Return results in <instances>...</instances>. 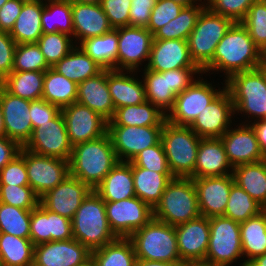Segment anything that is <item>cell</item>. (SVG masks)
<instances>
[{"mask_svg": "<svg viewBox=\"0 0 266 266\" xmlns=\"http://www.w3.org/2000/svg\"><path fill=\"white\" fill-rule=\"evenodd\" d=\"M265 60L266 56L254 44L248 30L240 22H234L217 44L213 59L202 73L220 72L227 80L235 73L262 67Z\"/></svg>", "mask_w": 266, "mask_h": 266, "instance_id": "cell-1", "label": "cell"}, {"mask_svg": "<svg viewBox=\"0 0 266 266\" xmlns=\"http://www.w3.org/2000/svg\"><path fill=\"white\" fill-rule=\"evenodd\" d=\"M111 139L105 135L73 146L69 159V172L92 190L118 163Z\"/></svg>", "mask_w": 266, "mask_h": 266, "instance_id": "cell-2", "label": "cell"}, {"mask_svg": "<svg viewBox=\"0 0 266 266\" xmlns=\"http://www.w3.org/2000/svg\"><path fill=\"white\" fill-rule=\"evenodd\" d=\"M234 106V114L246 115L242 124L266 119V66L238 72L225 80ZM251 116V117H250ZM253 119V120H252Z\"/></svg>", "mask_w": 266, "mask_h": 266, "instance_id": "cell-3", "label": "cell"}, {"mask_svg": "<svg viewBox=\"0 0 266 266\" xmlns=\"http://www.w3.org/2000/svg\"><path fill=\"white\" fill-rule=\"evenodd\" d=\"M73 238L90 251L117 239L108 224L105 202L92 190L71 219Z\"/></svg>", "mask_w": 266, "mask_h": 266, "instance_id": "cell-4", "label": "cell"}, {"mask_svg": "<svg viewBox=\"0 0 266 266\" xmlns=\"http://www.w3.org/2000/svg\"><path fill=\"white\" fill-rule=\"evenodd\" d=\"M199 216L197 192L192 178H173L153 209V218L174 227Z\"/></svg>", "mask_w": 266, "mask_h": 266, "instance_id": "cell-5", "label": "cell"}, {"mask_svg": "<svg viewBox=\"0 0 266 266\" xmlns=\"http://www.w3.org/2000/svg\"><path fill=\"white\" fill-rule=\"evenodd\" d=\"M142 71L138 72L143 73V75L140 73V76L147 101L166 115L173 108L176 96L197 79V74H203L200 68H181L165 72H156L145 68Z\"/></svg>", "mask_w": 266, "mask_h": 266, "instance_id": "cell-6", "label": "cell"}, {"mask_svg": "<svg viewBox=\"0 0 266 266\" xmlns=\"http://www.w3.org/2000/svg\"><path fill=\"white\" fill-rule=\"evenodd\" d=\"M132 241L137 259L149 261H182L179 256L175 227L152 218L134 232Z\"/></svg>", "mask_w": 266, "mask_h": 266, "instance_id": "cell-7", "label": "cell"}, {"mask_svg": "<svg viewBox=\"0 0 266 266\" xmlns=\"http://www.w3.org/2000/svg\"><path fill=\"white\" fill-rule=\"evenodd\" d=\"M200 140L201 137L189 126L174 125L165 121L161 142L174 177L189 178L194 173Z\"/></svg>", "mask_w": 266, "mask_h": 266, "instance_id": "cell-8", "label": "cell"}, {"mask_svg": "<svg viewBox=\"0 0 266 266\" xmlns=\"http://www.w3.org/2000/svg\"><path fill=\"white\" fill-rule=\"evenodd\" d=\"M209 224V245L204 263L208 266H232L240 260V266H247L244 259H240L243 258L240 223L224 216H215L209 218Z\"/></svg>", "mask_w": 266, "mask_h": 266, "instance_id": "cell-9", "label": "cell"}, {"mask_svg": "<svg viewBox=\"0 0 266 266\" xmlns=\"http://www.w3.org/2000/svg\"><path fill=\"white\" fill-rule=\"evenodd\" d=\"M233 23L207 6L202 10L188 38L191 59L201 70L213 59L217 44Z\"/></svg>", "mask_w": 266, "mask_h": 266, "instance_id": "cell-10", "label": "cell"}, {"mask_svg": "<svg viewBox=\"0 0 266 266\" xmlns=\"http://www.w3.org/2000/svg\"><path fill=\"white\" fill-rule=\"evenodd\" d=\"M203 75H197V79L176 96L173 108L166 115V121L174 125L190 126L198 114L225 88V80L224 84L221 82L223 86L216 89Z\"/></svg>", "mask_w": 266, "mask_h": 266, "instance_id": "cell-11", "label": "cell"}, {"mask_svg": "<svg viewBox=\"0 0 266 266\" xmlns=\"http://www.w3.org/2000/svg\"><path fill=\"white\" fill-rule=\"evenodd\" d=\"M19 154L25 159L29 186L39 198L70 175L67 160L39 155L24 147Z\"/></svg>", "mask_w": 266, "mask_h": 266, "instance_id": "cell-12", "label": "cell"}, {"mask_svg": "<svg viewBox=\"0 0 266 266\" xmlns=\"http://www.w3.org/2000/svg\"><path fill=\"white\" fill-rule=\"evenodd\" d=\"M110 229L117 238H129L153 218V209L137 196L105 202Z\"/></svg>", "mask_w": 266, "mask_h": 266, "instance_id": "cell-13", "label": "cell"}, {"mask_svg": "<svg viewBox=\"0 0 266 266\" xmlns=\"http://www.w3.org/2000/svg\"><path fill=\"white\" fill-rule=\"evenodd\" d=\"M115 29L118 32L116 70L138 72L143 64L145 69L150 58L153 34L144 27L125 26Z\"/></svg>", "mask_w": 266, "mask_h": 266, "instance_id": "cell-14", "label": "cell"}, {"mask_svg": "<svg viewBox=\"0 0 266 266\" xmlns=\"http://www.w3.org/2000/svg\"><path fill=\"white\" fill-rule=\"evenodd\" d=\"M24 148L39 155L69 161L73 146L68 138L62 112L54 119L34 128Z\"/></svg>", "mask_w": 266, "mask_h": 266, "instance_id": "cell-15", "label": "cell"}, {"mask_svg": "<svg viewBox=\"0 0 266 266\" xmlns=\"http://www.w3.org/2000/svg\"><path fill=\"white\" fill-rule=\"evenodd\" d=\"M163 126H107L118 161L130 162L142 150L161 140Z\"/></svg>", "mask_w": 266, "mask_h": 266, "instance_id": "cell-16", "label": "cell"}, {"mask_svg": "<svg viewBox=\"0 0 266 266\" xmlns=\"http://www.w3.org/2000/svg\"><path fill=\"white\" fill-rule=\"evenodd\" d=\"M233 116L235 118L231 95L224 88L189 127L201 138H221L231 126H234Z\"/></svg>", "mask_w": 266, "mask_h": 266, "instance_id": "cell-17", "label": "cell"}, {"mask_svg": "<svg viewBox=\"0 0 266 266\" xmlns=\"http://www.w3.org/2000/svg\"><path fill=\"white\" fill-rule=\"evenodd\" d=\"M72 146L97 139L107 133L108 121L78 102L61 109Z\"/></svg>", "mask_w": 266, "mask_h": 266, "instance_id": "cell-18", "label": "cell"}, {"mask_svg": "<svg viewBox=\"0 0 266 266\" xmlns=\"http://www.w3.org/2000/svg\"><path fill=\"white\" fill-rule=\"evenodd\" d=\"M0 106L5 136L24 147L33 132L29 114L30 100L14 96L0 85Z\"/></svg>", "mask_w": 266, "mask_h": 266, "instance_id": "cell-19", "label": "cell"}, {"mask_svg": "<svg viewBox=\"0 0 266 266\" xmlns=\"http://www.w3.org/2000/svg\"><path fill=\"white\" fill-rule=\"evenodd\" d=\"M91 258V251L74 238L34 246L33 266H80Z\"/></svg>", "mask_w": 266, "mask_h": 266, "instance_id": "cell-20", "label": "cell"}, {"mask_svg": "<svg viewBox=\"0 0 266 266\" xmlns=\"http://www.w3.org/2000/svg\"><path fill=\"white\" fill-rule=\"evenodd\" d=\"M180 259L184 263H204L209 245V218L200 215L175 226Z\"/></svg>", "mask_w": 266, "mask_h": 266, "instance_id": "cell-21", "label": "cell"}, {"mask_svg": "<svg viewBox=\"0 0 266 266\" xmlns=\"http://www.w3.org/2000/svg\"><path fill=\"white\" fill-rule=\"evenodd\" d=\"M241 122L236 127H230L220 138L232 168L266 159L259 148L254 129L250 124Z\"/></svg>", "mask_w": 266, "mask_h": 266, "instance_id": "cell-22", "label": "cell"}, {"mask_svg": "<svg viewBox=\"0 0 266 266\" xmlns=\"http://www.w3.org/2000/svg\"><path fill=\"white\" fill-rule=\"evenodd\" d=\"M234 182L233 174L193 179L200 215L207 218L224 216Z\"/></svg>", "mask_w": 266, "mask_h": 266, "instance_id": "cell-23", "label": "cell"}, {"mask_svg": "<svg viewBox=\"0 0 266 266\" xmlns=\"http://www.w3.org/2000/svg\"><path fill=\"white\" fill-rule=\"evenodd\" d=\"M92 189L79 179L69 175L59 185L40 198L49 211L72 219L83 200Z\"/></svg>", "mask_w": 266, "mask_h": 266, "instance_id": "cell-24", "label": "cell"}, {"mask_svg": "<svg viewBox=\"0 0 266 266\" xmlns=\"http://www.w3.org/2000/svg\"><path fill=\"white\" fill-rule=\"evenodd\" d=\"M148 70L165 72L181 68H199L191 59L188 40L153 39Z\"/></svg>", "mask_w": 266, "mask_h": 266, "instance_id": "cell-25", "label": "cell"}, {"mask_svg": "<svg viewBox=\"0 0 266 266\" xmlns=\"http://www.w3.org/2000/svg\"><path fill=\"white\" fill-rule=\"evenodd\" d=\"M30 240L34 246L60 240H70L71 219L47 210L41 203L32 210L30 221Z\"/></svg>", "mask_w": 266, "mask_h": 266, "instance_id": "cell-26", "label": "cell"}, {"mask_svg": "<svg viewBox=\"0 0 266 266\" xmlns=\"http://www.w3.org/2000/svg\"><path fill=\"white\" fill-rule=\"evenodd\" d=\"M72 19L73 41L77 46L86 39L102 36L113 29L100 4L72 1Z\"/></svg>", "mask_w": 266, "mask_h": 266, "instance_id": "cell-27", "label": "cell"}, {"mask_svg": "<svg viewBox=\"0 0 266 266\" xmlns=\"http://www.w3.org/2000/svg\"><path fill=\"white\" fill-rule=\"evenodd\" d=\"M107 85L115 110L147 100L143 81L138 78L137 71L107 69Z\"/></svg>", "mask_w": 266, "mask_h": 266, "instance_id": "cell-28", "label": "cell"}, {"mask_svg": "<svg viewBox=\"0 0 266 266\" xmlns=\"http://www.w3.org/2000/svg\"><path fill=\"white\" fill-rule=\"evenodd\" d=\"M233 173L220 138H201L197 151L195 171L189 177L225 176Z\"/></svg>", "mask_w": 266, "mask_h": 266, "instance_id": "cell-29", "label": "cell"}, {"mask_svg": "<svg viewBox=\"0 0 266 266\" xmlns=\"http://www.w3.org/2000/svg\"><path fill=\"white\" fill-rule=\"evenodd\" d=\"M110 121L115 114L111 94L107 85V69L78 84L77 101Z\"/></svg>", "mask_w": 266, "mask_h": 266, "instance_id": "cell-30", "label": "cell"}, {"mask_svg": "<svg viewBox=\"0 0 266 266\" xmlns=\"http://www.w3.org/2000/svg\"><path fill=\"white\" fill-rule=\"evenodd\" d=\"M104 202L135 197L132 165L119 161L94 190Z\"/></svg>", "mask_w": 266, "mask_h": 266, "instance_id": "cell-31", "label": "cell"}, {"mask_svg": "<svg viewBox=\"0 0 266 266\" xmlns=\"http://www.w3.org/2000/svg\"><path fill=\"white\" fill-rule=\"evenodd\" d=\"M44 1H25L13 28L9 32L16 44L36 43L42 36Z\"/></svg>", "mask_w": 266, "mask_h": 266, "instance_id": "cell-32", "label": "cell"}, {"mask_svg": "<svg viewBox=\"0 0 266 266\" xmlns=\"http://www.w3.org/2000/svg\"><path fill=\"white\" fill-rule=\"evenodd\" d=\"M165 121L166 114L146 100L139 105L117 108L107 126H163Z\"/></svg>", "mask_w": 266, "mask_h": 266, "instance_id": "cell-33", "label": "cell"}, {"mask_svg": "<svg viewBox=\"0 0 266 266\" xmlns=\"http://www.w3.org/2000/svg\"><path fill=\"white\" fill-rule=\"evenodd\" d=\"M135 195L152 209L159 203L167 184L175 178L172 173H156L132 165Z\"/></svg>", "mask_w": 266, "mask_h": 266, "instance_id": "cell-34", "label": "cell"}, {"mask_svg": "<svg viewBox=\"0 0 266 266\" xmlns=\"http://www.w3.org/2000/svg\"><path fill=\"white\" fill-rule=\"evenodd\" d=\"M52 68L77 84L96 76L103 70V68L79 45H75L74 48Z\"/></svg>", "mask_w": 266, "mask_h": 266, "instance_id": "cell-35", "label": "cell"}, {"mask_svg": "<svg viewBox=\"0 0 266 266\" xmlns=\"http://www.w3.org/2000/svg\"><path fill=\"white\" fill-rule=\"evenodd\" d=\"M232 174L235 183L266 209V159L236 166Z\"/></svg>", "mask_w": 266, "mask_h": 266, "instance_id": "cell-36", "label": "cell"}, {"mask_svg": "<svg viewBox=\"0 0 266 266\" xmlns=\"http://www.w3.org/2000/svg\"><path fill=\"white\" fill-rule=\"evenodd\" d=\"M240 237L246 265L266 253V209L240 223Z\"/></svg>", "mask_w": 266, "mask_h": 266, "instance_id": "cell-37", "label": "cell"}, {"mask_svg": "<svg viewBox=\"0 0 266 266\" xmlns=\"http://www.w3.org/2000/svg\"><path fill=\"white\" fill-rule=\"evenodd\" d=\"M78 84L49 68L44 72L42 99L63 109L77 101Z\"/></svg>", "mask_w": 266, "mask_h": 266, "instance_id": "cell-38", "label": "cell"}, {"mask_svg": "<svg viewBox=\"0 0 266 266\" xmlns=\"http://www.w3.org/2000/svg\"><path fill=\"white\" fill-rule=\"evenodd\" d=\"M44 72L20 71L11 72L0 85L14 96L28 99H42Z\"/></svg>", "mask_w": 266, "mask_h": 266, "instance_id": "cell-39", "label": "cell"}, {"mask_svg": "<svg viewBox=\"0 0 266 266\" xmlns=\"http://www.w3.org/2000/svg\"><path fill=\"white\" fill-rule=\"evenodd\" d=\"M95 266H135L137 257L129 238H117L101 248L91 251Z\"/></svg>", "mask_w": 266, "mask_h": 266, "instance_id": "cell-40", "label": "cell"}, {"mask_svg": "<svg viewBox=\"0 0 266 266\" xmlns=\"http://www.w3.org/2000/svg\"><path fill=\"white\" fill-rule=\"evenodd\" d=\"M43 33L62 32L73 38L71 0H45L42 12Z\"/></svg>", "mask_w": 266, "mask_h": 266, "instance_id": "cell-41", "label": "cell"}, {"mask_svg": "<svg viewBox=\"0 0 266 266\" xmlns=\"http://www.w3.org/2000/svg\"><path fill=\"white\" fill-rule=\"evenodd\" d=\"M33 255L30 238L0 233V266H33Z\"/></svg>", "mask_w": 266, "mask_h": 266, "instance_id": "cell-42", "label": "cell"}, {"mask_svg": "<svg viewBox=\"0 0 266 266\" xmlns=\"http://www.w3.org/2000/svg\"><path fill=\"white\" fill-rule=\"evenodd\" d=\"M103 69L116 70L118 32L116 29L102 36L84 40L79 45Z\"/></svg>", "mask_w": 266, "mask_h": 266, "instance_id": "cell-43", "label": "cell"}, {"mask_svg": "<svg viewBox=\"0 0 266 266\" xmlns=\"http://www.w3.org/2000/svg\"><path fill=\"white\" fill-rule=\"evenodd\" d=\"M205 7L206 4L184 7L176 18L169 21L153 34V39L188 40L191 31L196 26L200 13Z\"/></svg>", "mask_w": 266, "mask_h": 266, "instance_id": "cell-44", "label": "cell"}, {"mask_svg": "<svg viewBox=\"0 0 266 266\" xmlns=\"http://www.w3.org/2000/svg\"><path fill=\"white\" fill-rule=\"evenodd\" d=\"M264 208L235 182L232 184L224 217L239 223L262 212Z\"/></svg>", "mask_w": 266, "mask_h": 266, "instance_id": "cell-45", "label": "cell"}, {"mask_svg": "<svg viewBox=\"0 0 266 266\" xmlns=\"http://www.w3.org/2000/svg\"><path fill=\"white\" fill-rule=\"evenodd\" d=\"M32 210L0 202V233L29 238Z\"/></svg>", "mask_w": 266, "mask_h": 266, "instance_id": "cell-46", "label": "cell"}, {"mask_svg": "<svg viewBox=\"0 0 266 266\" xmlns=\"http://www.w3.org/2000/svg\"><path fill=\"white\" fill-rule=\"evenodd\" d=\"M36 43L51 68L75 46L72 36L62 32L43 33Z\"/></svg>", "mask_w": 266, "mask_h": 266, "instance_id": "cell-47", "label": "cell"}, {"mask_svg": "<svg viewBox=\"0 0 266 266\" xmlns=\"http://www.w3.org/2000/svg\"><path fill=\"white\" fill-rule=\"evenodd\" d=\"M240 23L248 30L254 44L266 56V1H255Z\"/></svg>", "mask_w": 266, "mask_h": 266, "instance_id": "cell-48", "label": "cell"}, {"mask_svg": "<svg viewBox=\"0 0 266 266\" xmlns=\"http://www.w3.org/2000/svg\"><path fill=\"white\" fill-rule=\"evenodd\" d=\"M49 68L51 67L47 64L37 43H22L16 45L12 72H45Z\"/></svg>", "mask_w": 266, "mask_h": 266, "instance_id": "cell-49", "label": "cell"}, {"mask_svg": "<svg viewBox=\"0 0 266 266\" xmlns=\"http://www.w3.org/2000/svg\"><path fill=\"white\" fill-rule=\"evenodd\" d=\"M0 202L33 210L39 205L40 198L30 186L0 185Z\"/></svg>", "mask_w": 266, "mask_h": 266, "instance_id": "cell-50", "label": "cell"}, {"mask_svg": "<svg viewBox=\"0 0 266 266\" xmlns=\"http://www.w3.org/2000/svg\"><path fill=\"white\" fill-rule=\"evenodd\" d=\"M130 163L156 173H171L161 140L142 150Z\"/></svg>", "mask_w": 266, "mask_h": 266, "instance_id": "cell-51", "label": "cell"}, {"mask_svg": "<svg viewBox=\"0 0 266 266\" xmlns=\"http://www.w3.org/2000/svg\"><path fill=\"white\" fill-rule=\"evenodd\" d=\"M257 0H206V6L214 13L241 22L250 6Z\"/></svg>", "mask_w": 266, "mask_h": 266, "instance_id": "cell-52", "label": "cell"}, {"mask_svg": "<svg viewBox=\"0 0 266 266\" xmlns=\"http://www.w3.org/2000/svg\"><path fill=\"white\" fill-rule=\"evenodd\" d=\"M184 8L172 0H157L152 9L147 29L154 34L172 19L176 18Z\"/></svg>", "mask_w": 266, "mask_h": 266, "instance_id": "cell-53", "label": "cell"}, {"mask_svg": "<svg viewBox=\"0 0 266 266\" xmlns=\"http://www.w3.org/2000/svg\"><path fill=\"white\" fill-rule=\"evenodd\" d=\"M0 185L29 186L25 159L20 154L0 171Z\"/></svg>", "mask_w": 266, "mask_h": 266, "instance_id": "cell-54", "label": "cell"}, {"mask_svg": "<svg viewBox=\"0 0 266 266\" xmlns=\"http://www.w3.org/2000/svg\"><path fill=\"white\" fill-rule=\"evenodd\" d=\"M100 5L113 29L129 26L131 0H102Z\"/></svg>", "mask_w": 266, "mask_h": 266, "instance_id": "cell-55", "label": "cell"}, {"mask_svg": "<svg viewBox=\"0 0 266 266\" xmlns=\"http://www.w3.org/2000/svg\"><path fill=\"white\" fill-rule=\"evenodd\" d=\"M29 111L32 127L34 129L54 119L61 112V109L44 99H39L30 100Z\"/></svg>", "mask_w": 266, "mask_h": 266, "instance_id": "cell-56", "label": "cell"}, {"mask_svg": "<svg viewBox=\"0 0 266 266\" xmlns=\"http://www.w3.org/2000/svg\"><path fill=\"white\" fill-rule=\"evenodd\" d=\"M16 45L9 32L0 31V82L12 72Z\"/></svg>", "mask_w": 266, "mask_h": 266, "instance_id": "cell-57", "label": "cell"}, {"mask_svg": "<svg viewBox=\"0 0 266 266\" xmlns=\"http://www.w3.org/2000/svg\"><path fill=\"white\" fill-rule=\"evenodd\" d=\"M156 2L157 0H131L129 26L147 28Z\"/></svg>", "mask_w": 266, "mask_h": 266, "instance_id": "cell-58", "label": "cell"}, {"mask_svg": "<svg viewBox=\"0 0 266 266\" xmlns=\"http://www.w3.org/2000/svg\"><path fill=\"white\" fill-rule=\"evenodd\" d=\"M25 0H8L0 8V31L10 32L21 13Z\"/></svg>", "mask_w": 266, "mask_h": 266, "instance_id": "cell-59", "label": "cell"}, {"mask_svg": "<svg viewBox=\"0 0 266 266\" xmlns=\"http://www.w3.org/2000/svg\"><path fill=\"white\" fill-rule=\"evenodd\" d=\"M21 148L18 143L6 136L0 137V171L19 155Z\"/></svg>", "mask_w": 266, "mask_h": 266, "instance_id": "cell-60", "label": "cell"}, {"mask_svg": "<svg viewBox=\"0 0 266 266\" xmlns=\"http://www.w3.org/2000/svg\"><path fill=\"white\" fill-rule=\"evenodd\" d=\"M250 125L255 131L259 148L266 158V119L256 120Z\"/></svg>", "mask_w": 266, "mask_h": 266, "instance_id": "cell-61", "label": "cell"}, {"mask_svg": "<svg viewBox=\"0 0 266 266\" xmlns=\"http://www.w3.org/2000/svg\"><path fill=\"white\" fill-rule=\"evenodd\" d=\"M183 261L165 262L137 259L135 266H181Z\"/></svg>", "mask_w": 266, "mask_h": 266, "instance_id": "cell-62", "label": "cell"}, {"mask_svg": "<svg viewBox=\"0 0 266 266\" xmlns=\"http://www.w3.org/2000/svg\"><path fill=\"white\" fill-rule=\"evenodd\" d=\"M247 266H266V253L255 257L247 264Z\"/></svg>", "mask_w": 266, "mask_h": 266, "instance_id": "cell-63", "label": "cell"}, {"mask_svg": "<svg viewBox=\"0 0 266 266\" xmlns=\"http://www.w3.org/2000/svg\"><path fill=\"white\" fill-rule=\"evenodd\" d=\"M172 1L179 3L184 7L197 5V4H206V1H204V0H203V2H202V0H172Z\"/></svg>", "mask_w": 266, "mask_h": 266, "instance_id": "cell-64", "label": "cell"}, {"mask_svg": "<svg viewBox=\"0 0 266 266\" xmlns=\"http://www.w3.org/2000/svg\"><path fill=\"white\" fill-rule=\"evenodd\" d=\"M5 136V127H4V122H3V113H2V109L0 106V137H4Z\"/></svg>", "mask_w": 266, "mask_h": 266, "instance_id": "cell-65", "label": "cell"}, {"mask_svg": "<svg viewBox=\"0 0 266 266\" xmlns=\"http://www.w3.org/2000/svg\"><path fill=\"white\" fill-rule=\"evenodd\" d=\"M71 1L87 3V4H100L102 0H71Z\"/></svg>", "mask_w": 266, "mask_h": 266, "instance_id": "cell-66", "label": "cell"}, {"mask_svg": "<svg viewBox=\"0 0 266 266\" xmlns=\"http://www.w3.org/2000/svg\"><path fill=\"white\" fill-rule=\"evenodd\" d=\"M181 266H208L205 263H195V262H189V263H182Z\"/></svg>", "mask_w": 266, "mask_h": 266, "instance_id": "cell-67", "label": "cell"}, {"mask_svg": "<svg viewBox=\"0 0 266 266\" xmlns=\"http://www.w3.org/2000/svg\"><path fill=\"white\" fill-rule=\"evenodd\" d=\"M80 266H95L93 260L90 258L87 262Z\"/></svg>", "mask_w": 266, "mask_h": 266, "instance_id": "cell-68", "label": "cell"}, {"mask_svg": "<svg viewBox=\"0 0 266 266\" xmlns=\"http://www.w3.org/2000/svg\"><path fill=\"white\" fill-rule=\"evenodd\" d=\"M8 0H0V8L7 2Z\"/></svg>", "mask_w": 266, "mask_h": 266, "instance_id": "cell-69", "label": "cell"}, {"mask_svg": "<svg viewBox=\"0 0 266 266\" xmlns=\"http://www.w3.org/2000/svg\"><path fill=\"white\" fill-rule=\"evenodd\" d=\"M25 1H45V0H25Z\"/></svg>", "mask_w": 266, "mask_h": 266, "instance_id": "cell-70", "label": "cell"}]
</instances>
